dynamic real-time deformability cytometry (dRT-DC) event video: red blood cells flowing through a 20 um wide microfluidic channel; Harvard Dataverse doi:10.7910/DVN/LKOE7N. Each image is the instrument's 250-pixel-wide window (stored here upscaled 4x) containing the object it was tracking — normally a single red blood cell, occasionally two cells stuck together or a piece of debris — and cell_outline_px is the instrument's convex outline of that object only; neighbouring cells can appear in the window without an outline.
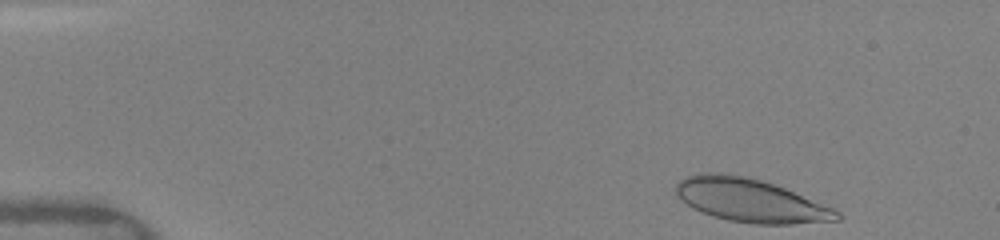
{"species": "human", "species_latin": "Homo sapiens", "temperature_condition": "warm", "stored_images_in_passage": 39, "camera_frame_rate_fps": 3000, "um_per_image_px": 0.085, "donor": {"sex": "female"}, "frame": {"image": 1, "passage_image": 1, "time_ms": 0.0, "image_size_px": [1000, 240], "cell_outline_px": [[844, 216], [840, 220], [792, 224], [752, 224], [728, 220], [712, 216], [692, 208], [676, 196], [672, 188], [680, 180], [688, 176], [700, 172], [720, 172], [748, 176], [784, 188], [832, 208], [840, 212]], "centroid_in_image_um": [63.73, 17.03], "position_along_channel_um": 21.3, "area_um2": 40.86}}
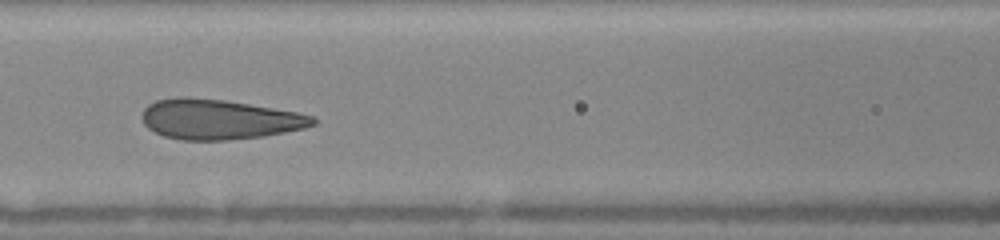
{"frame": {"image": 2, "passage_image": 18, "time_ms": 5.667, "image_size_px": [1000, 240], "cell_outline_px": [[316, 124], [304, 128], [264, 136], [228, 140], [180, 140], [164, 136], [148, 128], [144, 124], [140, 116], [144, 108], [148, 104], [156, 100], [180, 96], [224, 100], [296, 112], [316, 116]], "centroid_in_image_um": [18.59, 10.14], "position_along_channel_um": 148.0, "area_um2": 39.88}}
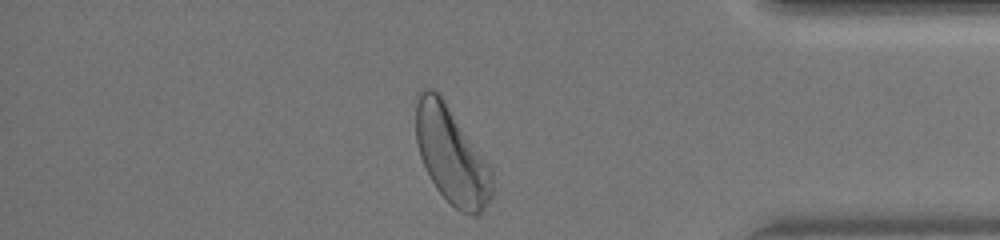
{"frame": {"image": 3, "passage_image": 38, "time_ms": 12.333, "image_size_px": [1000, 240], "cell_outline_px": [[492, 196], [480, 216], [472, 216], [460, 212], [436, 188], [420, 156], [416, 140], [416, 100], [420, 88], [432, 88], [440, 96], [492, 168]], "centroid_in_image_um": [38.38, 13.24], "position_along_channel_um": 396.8, "area_um2": 42.48}, "authors_computed_cell_mechanics": {"area_um2": 40.0554, "velocity_mm_per_s": 4.0645, "shape_relaxation_time_tau1_ms": 5.6609, "shape_relaxation_time_tau2_ms": 0.6769, "deformation_change_tau1": 0.1766, "deformation_change_tau2": 0.0726}}